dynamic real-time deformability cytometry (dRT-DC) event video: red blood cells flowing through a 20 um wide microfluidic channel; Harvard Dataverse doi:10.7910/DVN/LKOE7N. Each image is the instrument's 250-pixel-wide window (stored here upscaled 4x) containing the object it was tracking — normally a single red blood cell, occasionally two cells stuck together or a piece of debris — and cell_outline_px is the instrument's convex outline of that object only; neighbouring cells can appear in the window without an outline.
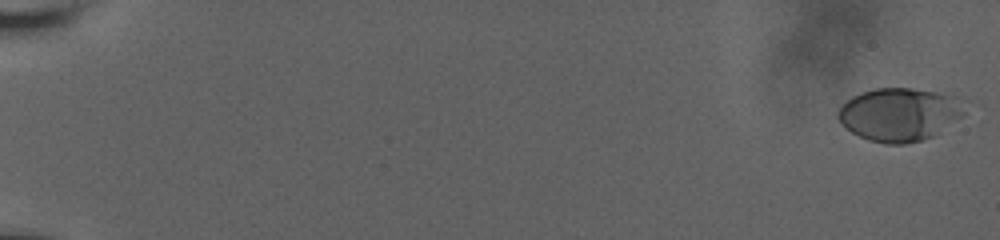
{"species": "human", "species_latin": "Homo sapiens", "temperature_condition": "room temperature", "stored_images_in_passage": 58, "camera_frame_rate_fps": 3000, "um_per_image_px": 0.085, "donor": {"sex": "male"}, "frame": {"image": 1, "passage_image": 1, "time_ms": 0.0, "image_size_px": [1000, 240], "cell_outline_px": [[968, 100], [964, 112], [960, 116], [932, 136], [920, 140], [904, 144], [884, 144], [868, 140], [852, 132], [836, 116], [836, 112], [852, 96], [876, 88], [912, 88], [936, 92], [956, 96]], "centroid_in_image_um": [76.48, 9.71], "position_along_channel_um": 8.5, "area_um2": 38.96}}
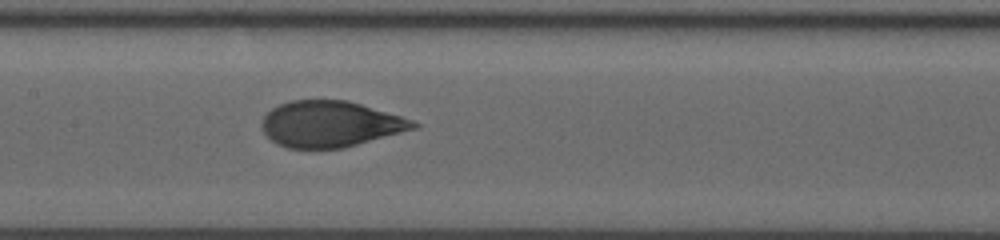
{"frame": {"image": 2, "passage_image": 32, "time_ms": 10.333, "image_size_px": [1000, 240], "cell_outline_px": [[420, 124], [416, 128], [356, 144], [340, 148], [288, 148], [276, 144], [264, 132], [260, 124], [264, 116], [272, 108], [280, 104], [292, 100], [348, 100], [400, 116], [412, 120]], "centroid_in_image_um": [28.03, 10.53], "position_along_channel_um": 179.4, "area_um2": 40.17}}
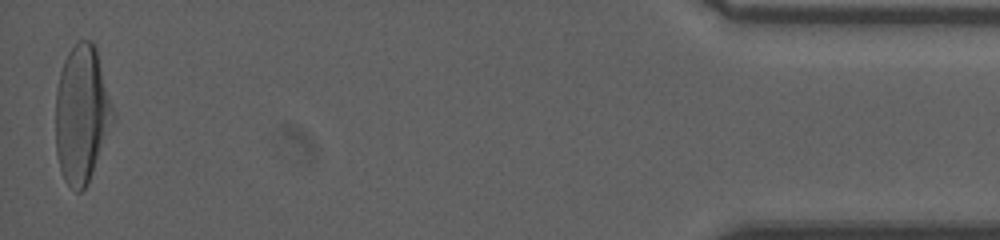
{"frame": {"image": 3, "passage_image": 58, "time_ms": 19.0, "image_size_px": [1000, 240], "cell_outline_px": [[116, 120], [88, 184], [80, 192], [76, 192], [64, 180], [60, 172], [56, 152], [56, 92], [60, 72], [64, 60], [68, 52], [76, 40], [92, 40], [96, 48], [116, 116]], "centroid_in_image_um": [6.97, 9.73], "position_along_channel_um": 428.2, "area_um2": 46.76}, "authors_computed_cell_mechanics": {"area_um2": 40.3444, "velocity_mm_per_s": 3.7861, "shape_relaxation_time_tau1_ms": 3.8961, "shape_relaxation_time_tau2_ms": null, "deformation_change_tau1": 0.1905, "deformation_change_tau2": null}}